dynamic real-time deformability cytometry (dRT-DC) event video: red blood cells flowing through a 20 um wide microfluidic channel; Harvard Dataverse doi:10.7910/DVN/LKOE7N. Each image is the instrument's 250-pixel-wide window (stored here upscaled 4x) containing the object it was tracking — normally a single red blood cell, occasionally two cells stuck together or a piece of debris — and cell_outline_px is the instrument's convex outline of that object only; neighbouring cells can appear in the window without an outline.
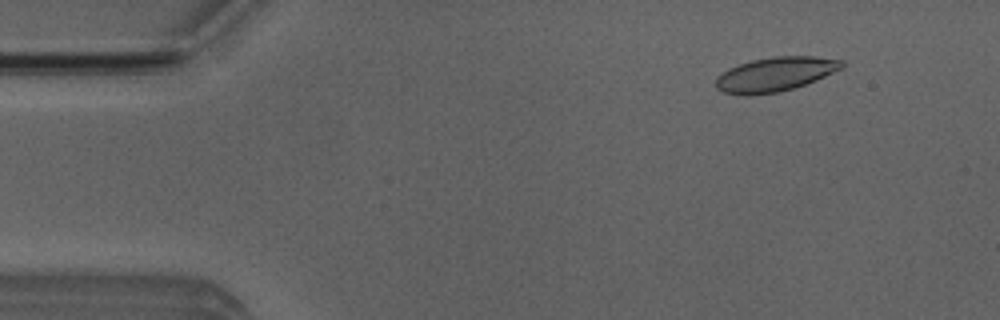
{"species": "Egyptian fruit bat (a non-hibernating species)", "species_latin": "Rousettus aegyptiacus", "temperature_condition": "room temperature", "stored_images_in_passage": 53, "camera_frame_rate_fps": 3000, "um_per_image_px": 0.085, "animal": {"sex": "male"}, "frame": {"image": 1, "passage_image": 6, "time_ms": 1.667, "image_size_px": [1000, 320], "cell_outline_px": [[844, 64], [840, 68], [816, 80], [792, 88], [776, 92], [752, 96], [744, 96], [724, 92], [716, 88], [716, 76], [728, 68], [752, 60], [772, 56], [812, 56], [844, 60]], "centroid_in_image_um": [65.84, 6.31], "position_along_channel_um": 19.2, "area_um2": 25.03}}
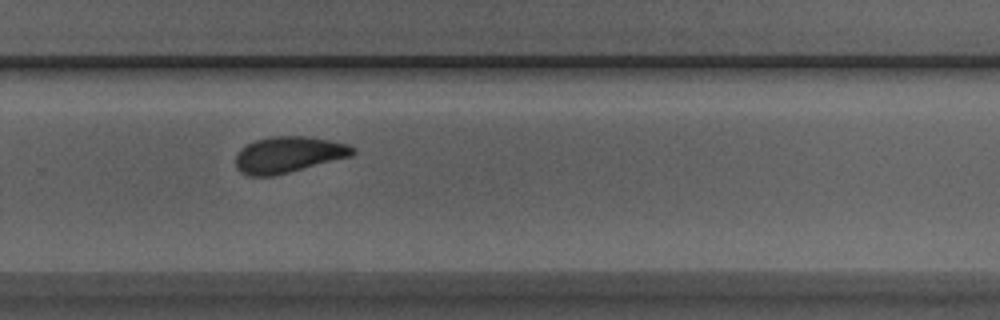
{"frame": {"image": 2, "passage_image": 35, "time_ms": 11.333, "image_size_px": [1000, 320], "cell_outline_px": [[356, 152], [352, 156], [272, 176], [248, 176], [240, 172], [236, 168], [236, 156], [240, 148], [252, 140], [272, 136], [304, 136], [328, 140], [348, 144], [356, 148]], "centroid_in_image_um": [24.49, 13.14], "position_along_channel_um": 305.3, "area_um2": 24.74}}
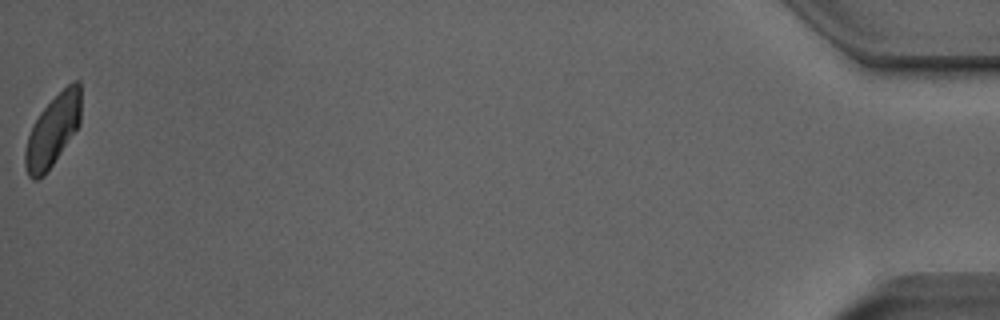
{"frame": {"image": 3, "passage_image": 53, "time_ms": 17.333, "image_size_px": [1000, 320], "cell_outline_px": [[80, 124], [44, 176], [36, 180], [32, 180], [28, 176], [24, 164], [24, 152], [28, 136], [32, 124], [40, 112], [72, 80], [80, 80]], "centroid_in_image_um": [4.47, 11.11], "position_along_channel_um": 430.7, "area_um2": 23.0}, "authors_computed_cell_mechanics": {"area_um2": 24.7384, "velocity_mm_per_s": 3.8488, "shape_relaxation_time_tau1_ms": 3.2789, "shape_relaxation_time_tau2_ms": 2.0675, "deformation_change_tau1": 0.1147, "deformation_change_tau2": 0.0844}}